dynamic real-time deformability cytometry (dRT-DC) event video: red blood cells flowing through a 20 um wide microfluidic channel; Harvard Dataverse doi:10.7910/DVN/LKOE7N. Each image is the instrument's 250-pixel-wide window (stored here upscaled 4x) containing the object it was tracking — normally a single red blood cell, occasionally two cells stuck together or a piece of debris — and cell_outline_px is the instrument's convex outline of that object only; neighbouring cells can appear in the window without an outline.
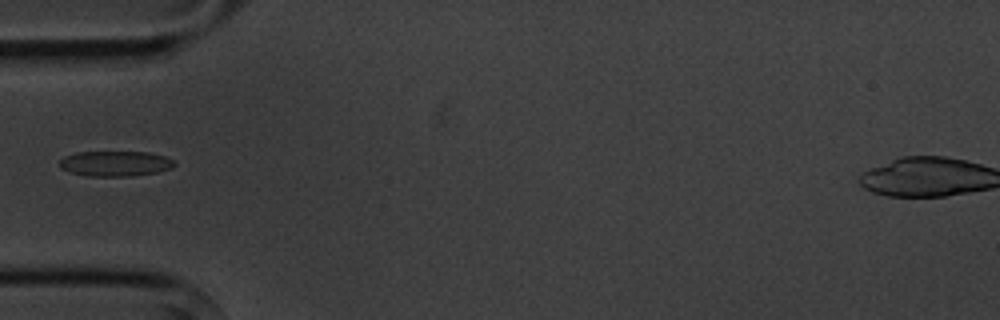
{"species": "common noctule bat (a hibernating species)", "species_latin": "Nyctalus noctula", "temperature_condition": "cold", "stored_images_in_passage": 2, "camera_frame_rate_fps": 3000, "um_per_image_px": 0.085, "animal": {"sex": "male", "body_mass_g": 20.1, "forearm_length_mm": 53.5}, "frame": {"image": 1, "passage_image": 2, "time_ms": 1.333, "image_size_px": [1000, 320], "cell_outline_px": [[176, 164], [172, 168], [156, 172], [132, 176], [88, 176], [68, 172], [60, 168], [60, 160], [64, 156], [76, 152], [148, 152], [164, 156], [172, 160]], "centroid_in_image_um": [9.77, 13.9], "position_along_channel_um": 75.2, "area_um2": 16.94}}